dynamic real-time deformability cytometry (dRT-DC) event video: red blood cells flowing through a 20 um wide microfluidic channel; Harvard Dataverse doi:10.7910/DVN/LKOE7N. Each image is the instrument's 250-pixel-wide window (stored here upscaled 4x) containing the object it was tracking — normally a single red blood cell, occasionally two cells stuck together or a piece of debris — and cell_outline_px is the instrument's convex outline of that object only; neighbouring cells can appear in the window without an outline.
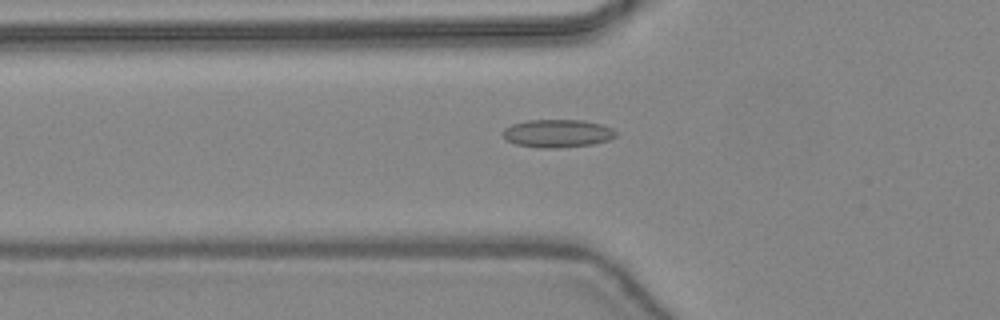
{"species": "common noctule bat (a hibernating species)", "species_latin": "Nyctalus noctula", "temperature_condition": "warm", "stored_images_in_passage": 48, "camera_frame_rate_fps": 3000, "um_per_image_px": 0.085, "animal": {"sex": "female", "body_mass_g": 24.6, "forearm_length_mm": 56.2}, "frame": {"image": 1, "passage_image": 18, "time_ms": 5.667, "image_size_px": [1000, 320], "cell_outline_px": [[616, 136], [608, 140], [592, 144], [560, 148], [540, 148], [516, 144], [508, 140], [504, 136], [504, 128], [512, 124], [528, 120], [584, 120], [600, 124], [612, 128], [616, 132]], "centroid_in_image_um": [47.4, 11.34], "position_along_channel_um": 78.4, "area_um2": 18.32}}
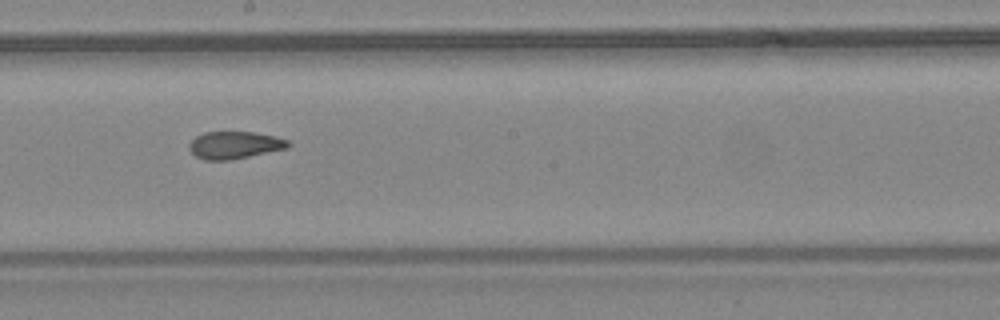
{"frame": {"image": 2, "passage_image": 28, "time_ms": 9.0, "image_size_px": [1000, 320], "cell_outline_px": [[292, 144], [288, 148], [232, 160], [204, 160], [196, 156], [188, 148], [188, 144], [196, 136], [204, 132], [252, 132], [276, 136], [288, 140]], "centroid_in_image_um": [19.95, 12.33], "position_along_channel_um": 228.2, "area_um2": 15.9}}
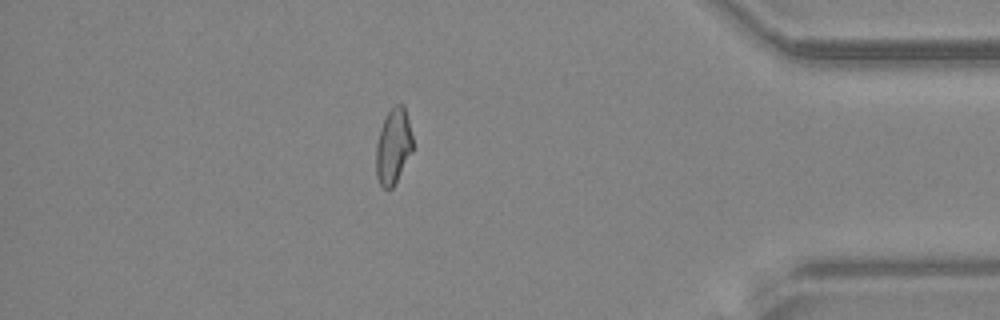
{"frame": {"image": 3, "passage_image": 42, "time_ms": 13.667, "image_size_px": [1000, 320], "cell_outline_px": [[412, 152], [392, 188], [388, 192], [380, 184], [376, 176], [376, 144], [380, 128], [388, 112], [396, 104], [404, 104], [412, 136]], "centroid_in_image_um": [33.41, 12.46], "position_along_channel_um": 401.8, "area_um2": 16.07}, "authors_computed_cell_mechanics": {"area_um2": 16.762, "velocity_mm_per_s": 4.4604, "shape_relaxation_time_tau1_ms": null, "shape_relaxation_time_tau2_ms": 1.833, "deformation_change_tau1": null, "deformation_change_tau2": 0.0864}}